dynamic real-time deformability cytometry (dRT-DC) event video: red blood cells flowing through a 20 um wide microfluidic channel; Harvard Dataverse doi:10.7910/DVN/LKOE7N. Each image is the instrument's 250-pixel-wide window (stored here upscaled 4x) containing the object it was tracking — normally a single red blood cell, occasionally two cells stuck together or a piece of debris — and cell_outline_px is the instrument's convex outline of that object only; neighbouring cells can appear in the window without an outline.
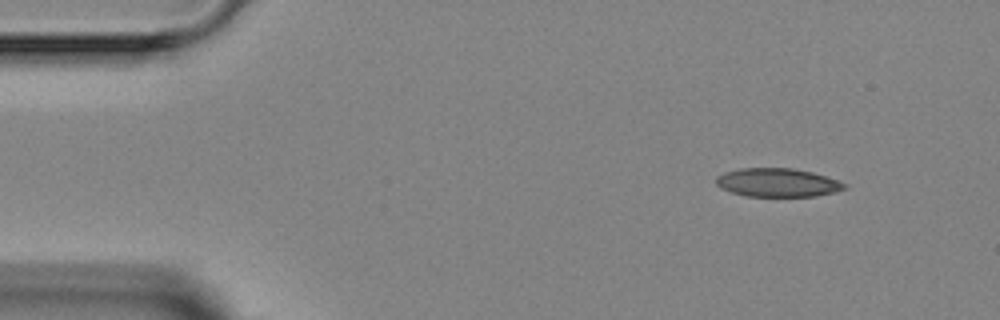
{"species": "Egyptian fruit bat (a non-hibernating species)", "species_latin": "Rousettus aegyptiacus", "temperature_condition": "room temperature", "stored_images_in_passage": 4, "segment_of_instrument_passage": [2, 2], "camera_frame_rate_fps": 3000, "um_per_image_px": 0.085, "animal": {"sex": "female"}, "frame": {"image": 1, "passage_image": 4, "time_ms": 4.333, "image_size_px": [1000, 320], "cell_outline_px": [[848, 188], [836, 192], [816, 196], [748, 196], [732, 192], [720, 188], [716, 184], [716, 176], [724, 172], [740, 168], [792, 168], [812, 172], [848, 184]], "centroid_in_image_um": [66.1, 15.52], "position_along_channel_um": 18.9, "area_um2": 21.39}}